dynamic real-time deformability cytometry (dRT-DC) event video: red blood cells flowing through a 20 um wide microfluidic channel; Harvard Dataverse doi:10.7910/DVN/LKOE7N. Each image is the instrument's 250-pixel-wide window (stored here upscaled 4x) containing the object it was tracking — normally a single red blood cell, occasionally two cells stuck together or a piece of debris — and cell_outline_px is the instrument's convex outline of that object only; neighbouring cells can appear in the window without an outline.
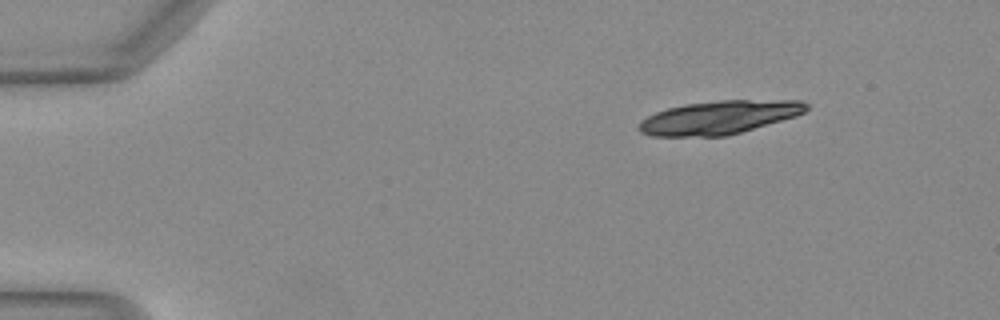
{"species": "Egyptian fruit bat (a non-hibernating species)", "species_latin": "Rousettus aegyptiacus", "temperature_condition": "warm", "stored_images_in_passage": 44, "camera_frame_rate_fps": 3000, "um_per_image_px": 0.085, "animal": {"sex": "female"}, "frame": {"image": 1, "passage_image": 1, "time_ms": 0.0, "image_size_px": [1000, 320], "cell_outline_px": [[808, 108], [804, 112], [796, 116], [728, 136], [652, 136], [640, 132], [636, 128], [640, 120], [656, 112], [668, 108], [684, 104], [720, 100], [800, 100], [808, 104]], "centroid_in_image_um": [61.11, 9.98], "position_along_channel_um": 23.9, "area_um2": 32.71}, "authors_computed_cell_mechanics": {"area_um2": 27.1082, "velocity_mm_per_s": 4.1007, "shape_relaxation_time_tau1_ms": 9.9941, "shape_relaxation_time_tau2_ms": null, "deformation_change_tau1": 0.3006, "deformation_change_tau2": null}}